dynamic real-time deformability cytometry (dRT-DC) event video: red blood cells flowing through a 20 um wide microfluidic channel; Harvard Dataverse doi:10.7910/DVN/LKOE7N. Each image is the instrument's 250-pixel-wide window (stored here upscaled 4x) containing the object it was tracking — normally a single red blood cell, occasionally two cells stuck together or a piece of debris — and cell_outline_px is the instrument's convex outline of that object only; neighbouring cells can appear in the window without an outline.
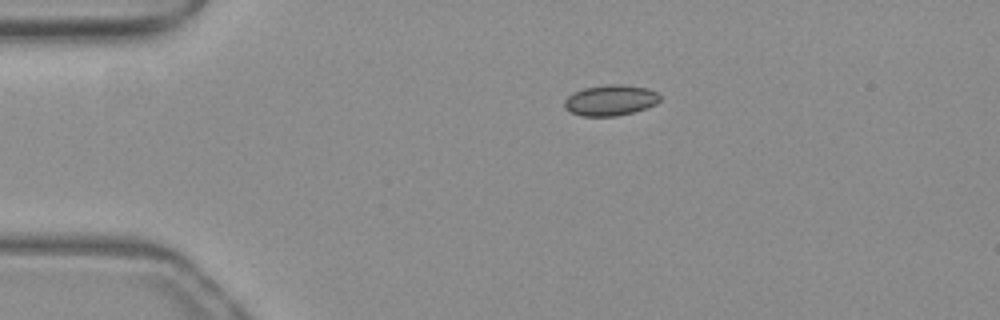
{"species": "common noctule bat (a hibernating species)", "species_latin": "Nyctalus noctula", "temperature_condition": "warm", "stored_images_in_passage": 42, "camera_frame_rate_fps": 3000, "um_per_image_px": 0.085, "animal": {"sex": "female", "body_mass_g": 19.3, "forearm_length_mm": 54.1}, "frame": {"image": 1, "passage_image": 1, "time_ms": 0.0, "image_size_px": [1000, 320], "cell_outline_px": [[660, 100], [656, 104], [632, 112], [616, 116], [580, 116], [564, 108], [564, 100], [568, 96], [584, 88], [608, 84], [620, 84], [648, 88], [656, 92], [660, 96]], "centroid_in_image_um": [51.88, 8.52], "position_along_channel_um": 33.1, "area_um2": 16.99}}
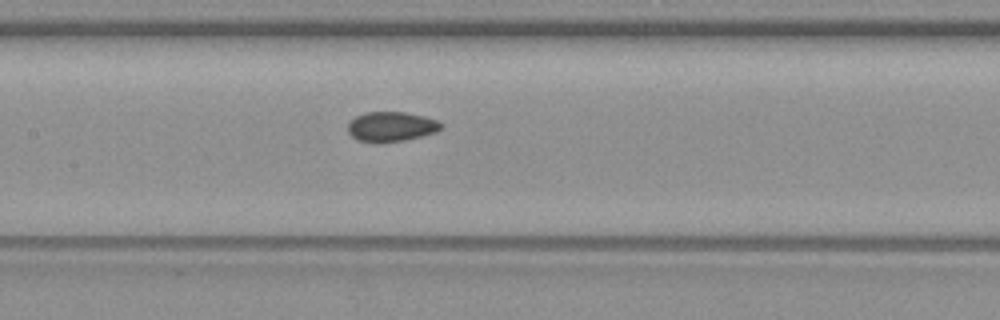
{"frame": {"image": 2, "passage_image": 15, "time_ms": 4.667, "image_size_px": [1000, 320], "cell_outline_px": [[440, 128], [436, 132], [404, 140], [380, 144], [356, 140], [348, 132], [348, 124], [356, 116], [364, 112], [404, 112], [424, 116], [436, 120], [440, 124]], "centroid_in_image_um": [33.19, 10.78], "position_along_channel_um": 174.2, "area_um2": 16.18}}
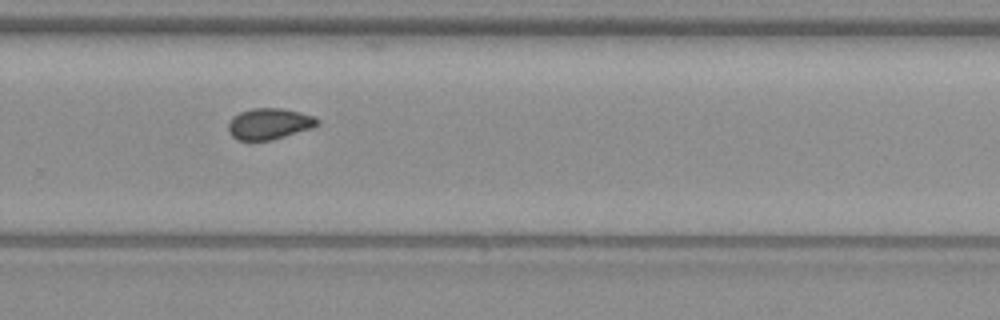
{"frame": {"image": 3, "passage_image": 25, "time_ms": 8.0, "image_size_px": [1000, 320], "cell_outline_px": [[320, 124], [312, 128], [272, 140], [236, 140], [228, 132], [228, 124], [232, 116], [240, 112], [252, 108], [284, 108], [316, 116], [320, 120]], "centroid_in_image_um": [22.9, 10.51], "position_along_channel_um": 306.9, "area_um2": 16.42}, "authors_computed_cell_mechanics": {"area_um2": 16.1262, "velocity_mm_per_s": 4.0026, "shape_relaxation_time_tau1_ms": null, "shape_relaxation_time_tau2_ms": 1.9728, "deformation_change_tau1": null, "deformation_change_tau2": 0.0594}}